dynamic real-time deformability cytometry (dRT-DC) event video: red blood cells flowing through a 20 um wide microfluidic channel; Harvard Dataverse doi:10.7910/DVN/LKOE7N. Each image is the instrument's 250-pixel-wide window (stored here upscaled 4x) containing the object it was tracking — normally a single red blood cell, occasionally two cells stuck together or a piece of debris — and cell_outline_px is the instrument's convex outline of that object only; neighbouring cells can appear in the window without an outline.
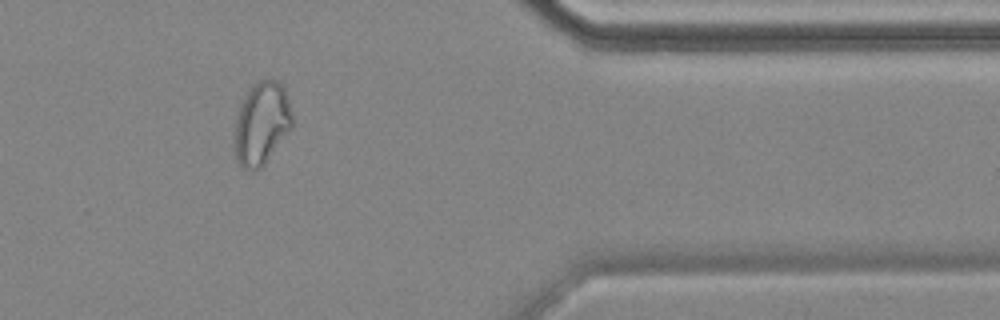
{"species": "common noctule bat (a hibernating species)", "species_latin": "Nyctalus noctula", "temperature_condition": "cold", "stored_images_in_passage": 12, "camera_frame_rate_fps": 3000, "um_per_image_px": 0.085, "animal": {"sex": "female", "body_mass_g": 18.4}, "frame": {"image": 1, "passage_image": 10, "time_ms": 10.667, "image_size_px": [1000, 320], "cell_outline_px": [[292, 128], [264, 164], [260, 168], [244, 168], [240, 164], [236, 156], [236, 120], [240, 104], [248, 92], [264, 76], [276, 80], [284, 88], [292, 112]], "centroid_in_image_um": [22.28, 10.44], "position_along_channel_um": 389.1, "area_um2": 27.17}, "authors_computed_cell_mechanics": {"area_um2": 24.6806, "velocity_mm_per_s": 3.4968, "shape_relaxation_time_tau1_ms": null, "shape_relaxation_time_tau2_ms": 3.5229, "deformation_change_tau1": null, "deformation_change_tau2": 0.111}}